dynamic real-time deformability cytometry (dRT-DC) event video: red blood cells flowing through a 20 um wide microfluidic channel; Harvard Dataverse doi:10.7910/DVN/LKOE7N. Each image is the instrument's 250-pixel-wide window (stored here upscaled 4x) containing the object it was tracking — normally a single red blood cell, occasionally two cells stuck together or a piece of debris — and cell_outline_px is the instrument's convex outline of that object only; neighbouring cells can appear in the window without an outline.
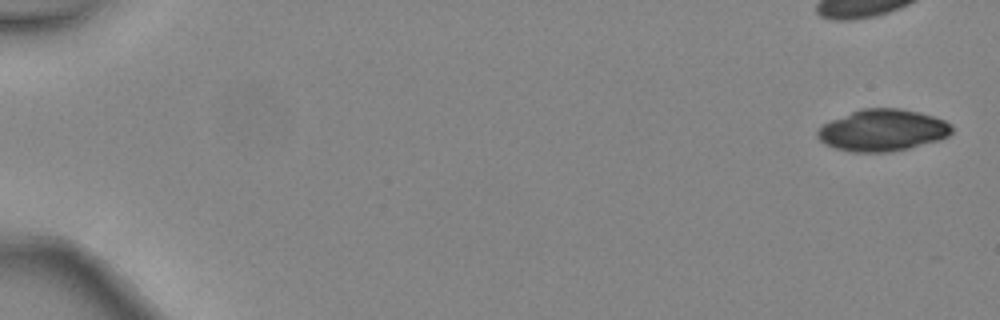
{"species": "common noctule bat (a hibernating species)", "species_latin": "Nyctalus noctula", "temperature_condition": "warm", "stored_images_in_passage": 4, "camera_frame_rate_fps": 3000, "um_per_image_px": 0.085, "animal": {"sex": "female", "body_mass_g": 24.6, "forearm_length_mm": 56.2}, "frame": {"image": 1, "passage_image": 1, "time_ms": 0.0, "image_size_px": [1000, 320], "cell_outline_px": [[952, 132], [948, 136], [940, 140], [908, 148], [888, 152], [852, 152], [836, 148], [824, 144], [816, 136], [816, 132], [824, 124], [832, 120], [860, 108], [900, 108], [920, 112], [944, 120], [952, 124]], "centroid_in_image_um": [75.03, 11.07], "position_along_channel_um": 10.0, "area_um2": 32.66}}